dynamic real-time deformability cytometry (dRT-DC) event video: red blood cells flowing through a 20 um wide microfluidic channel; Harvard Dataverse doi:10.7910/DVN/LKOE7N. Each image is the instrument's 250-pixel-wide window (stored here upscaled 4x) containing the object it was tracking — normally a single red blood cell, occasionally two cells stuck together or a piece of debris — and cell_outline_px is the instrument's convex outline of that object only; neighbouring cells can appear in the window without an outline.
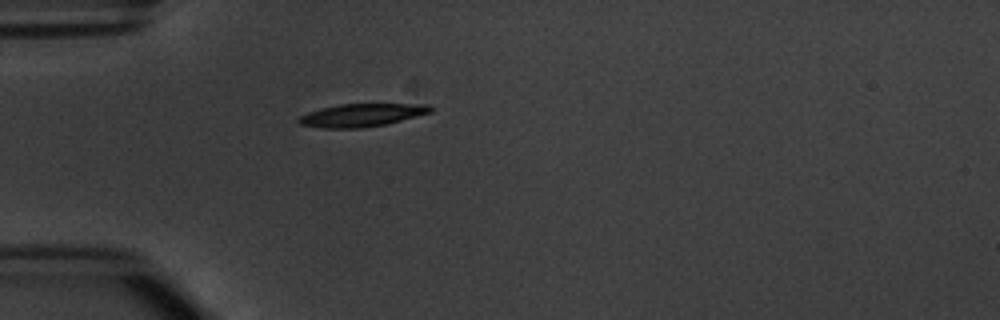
{"species": "common noctule bat (a hibernating species)", "species_latin": "Nyctalus noctula", "temperature_condition": "warm", "stored_images_in_passage": 1, "camera_frame_rate_fps": 3000, "um_per_image_px": 0.085, "animal": {"sex": "male", "body_mass_g": 20.1, "forearm_length_mm": 53.5}, "frame": {"image": 1, "passage_image": 1, "time_ms": 0.0, "image_size_px": [1000, 320], "cell_outline_px": [[436, 108], [432, 112], [384, 124], [360, 128], [324, 128], [300, 124], [296, 120], [300, 116], [308, 112], [320, 108], [340, 104], [428, 104]], "centroid_in_image_um": [30.75, 9.77], "position_along_channel_um": 54.3, "area_um2": 17.51}}